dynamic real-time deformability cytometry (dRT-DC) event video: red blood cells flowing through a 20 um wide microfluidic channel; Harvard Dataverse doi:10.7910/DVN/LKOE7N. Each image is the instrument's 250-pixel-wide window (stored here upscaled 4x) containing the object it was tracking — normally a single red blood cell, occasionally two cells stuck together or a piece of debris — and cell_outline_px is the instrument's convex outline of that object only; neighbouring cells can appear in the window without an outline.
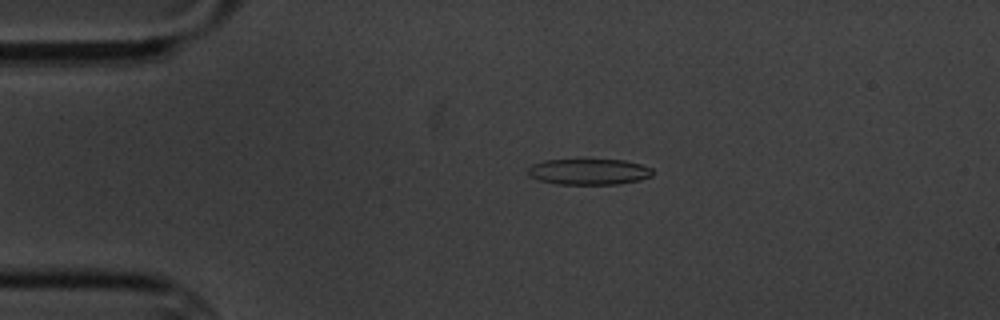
{"species": "common noctule bat (a hibernating species)", "species_latin": "Nyctalus noctula", "temperature_condition": "cold", "stored_images_in_passage": 5, "camera_frame_rate_fps": 3000, "um_per_image_px": 0.085, "animal": {"sex": "male", "body_mass_g": 20.1, "forearm_length_mm": 53.5}, "frame": {"image": 1, "passage_image": 4, "time_ms": 3.667, "image_size_px": [1000, 320], "cell_outline_px": [[652, 176], [640, 180], [616, 184], [556, 184], [536, 180], [528, 176], [528, 168], [532, 164], [544, 160], [624, 160], [640, 164], [652, 168]], "centroid_in_image_um": [50.01, 14.6], "position_along_channel_um": 35.0, "area_um2": 18.9}}